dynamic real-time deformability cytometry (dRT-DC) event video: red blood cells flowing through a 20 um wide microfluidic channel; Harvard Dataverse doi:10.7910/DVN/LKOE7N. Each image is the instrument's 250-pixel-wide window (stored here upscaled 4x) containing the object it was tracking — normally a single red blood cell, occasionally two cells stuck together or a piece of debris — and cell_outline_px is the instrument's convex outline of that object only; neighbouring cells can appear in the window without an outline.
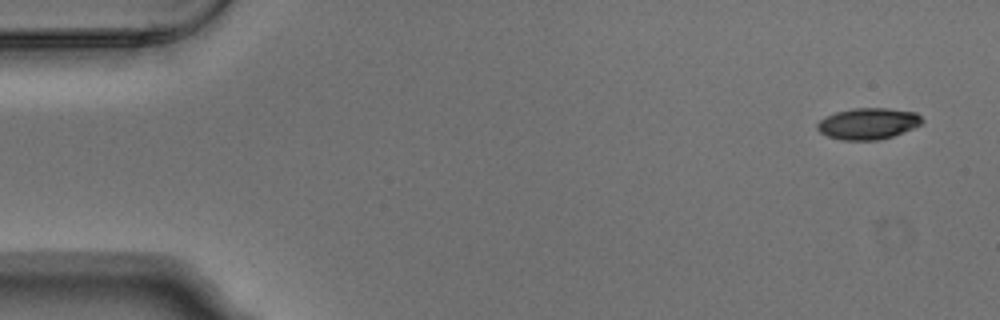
{"species": "Egyptian fruit bat (a non-hibernating species)", "species_latin": "Rousettus aegyptiacus", "temperature_condition": "warm", "stored_images_in_passage": 6, "camera_frame_rate_fps": 3000, "um_per_image_px": 0.085, "animal": {"sex": "male"}, "frame": {"image": 1, "passage_image": 1, "time_ms": 0.0, "image_size_px": [1000, 320], "cell_outline_px": [[924, 120], [920, 124], [912, 128], [892, 136], [876, 140], [840, 140], [828, 136], [820, 132], [816, 128], [816, 124], [824, 116], [836, 112], [852, 108], [888, 108], [916, 112]], "centroid_in_image_um": [73.75, 10.5], "position_along_channel_um": 11.2, "area_um2": 19.13}}
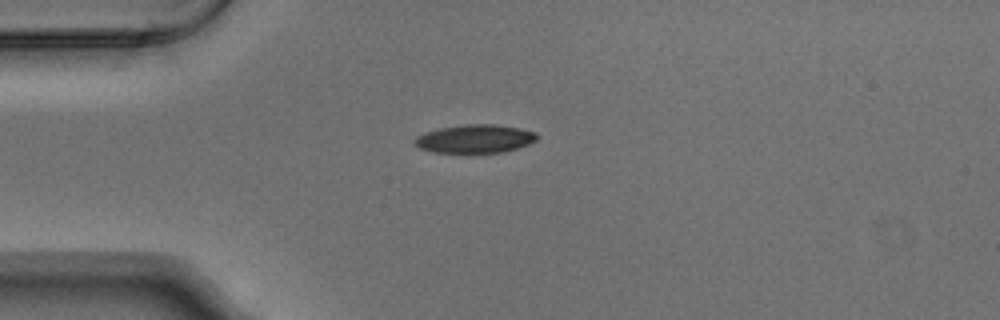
{"frame": {"image": 2, "passage_image": 4, "time_ms": 1.0, "image_size_px": [1000, 320], "cell_outline_px": [[536, 140], [528, 144], [504, 152], [432, 152], [420, 148], [412, 140], [416, 136], [440, 128], [464, 124], [496, 124], [520, 128], [536, 132]], "centroid_in_image_um": [40.37, 11.78], "position_along_channel_um": 44.6, "area_um2": 20.0}}
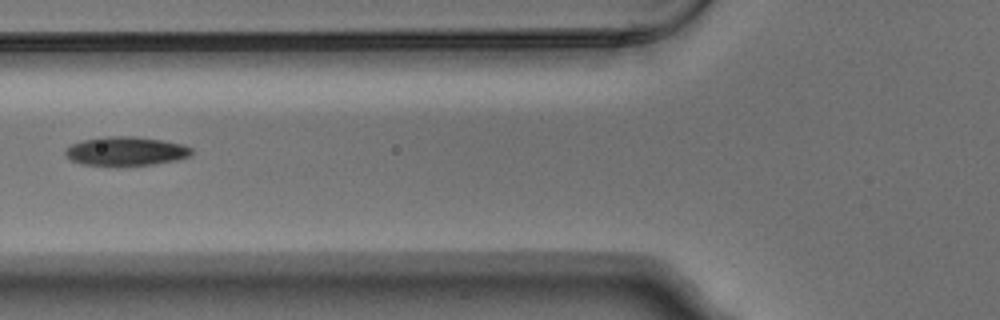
{"frame": {"image": 3, "passage_image": 6, "time_ms": 1.667, "image_size_px": [1000, 320], "cell_outline_px": [[192, 152], [188, 156], [176, 160], [152, 164], [116, 168], [84, 164], [72, 160], [64, 152], [72, 144], [84, 140], [100, 136], [136, 136], [164, 140], [184, 144], [192, 148]], "centroid_in_image_um": [10.71, 12.86], "position_along_channel_um": 115.1, "area_um2": 21.79}}